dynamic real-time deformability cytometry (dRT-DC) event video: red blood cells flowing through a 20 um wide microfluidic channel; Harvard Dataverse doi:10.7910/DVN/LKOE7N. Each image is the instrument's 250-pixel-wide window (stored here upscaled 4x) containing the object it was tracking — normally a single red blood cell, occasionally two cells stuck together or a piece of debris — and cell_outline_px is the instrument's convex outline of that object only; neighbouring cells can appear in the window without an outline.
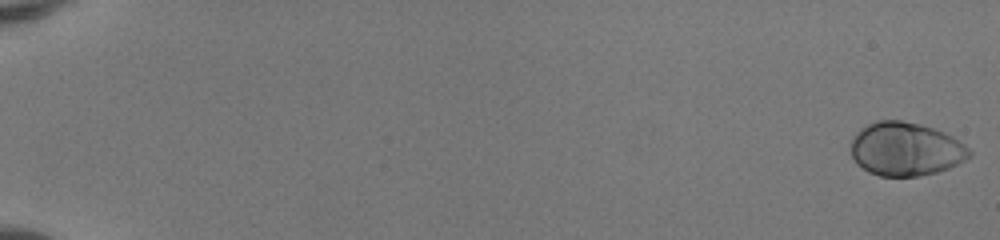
{"species": "human", "species_latin": "Homo sapiens", "temperature_condition": "room temperature", "stored_images_in_passage": 53, "camera_frame_rate_fps": 3000, "um_per_image_px": 0.085, "donor": {"sex": "female"}, "frame": {"image": 1, "passage_image": 1, "time_ms": 0.0, "image_size_px": [1000, 240], "cell_outline_px": [[972, 152], [964, 160], [948, 168], [936, 172], [920, 176], [880, 176], [868, 172], [856, 164], [852, 156], [852, 140], [856, 132], [860, 128], [876, 120], [900, 120], [920, 124], [944, 132], [952, 136], [964, 144]], "centroid_in_image_um": [76.95, 12.67], "position_along_channel_um": 8.0, "area_um2": 36.88}}
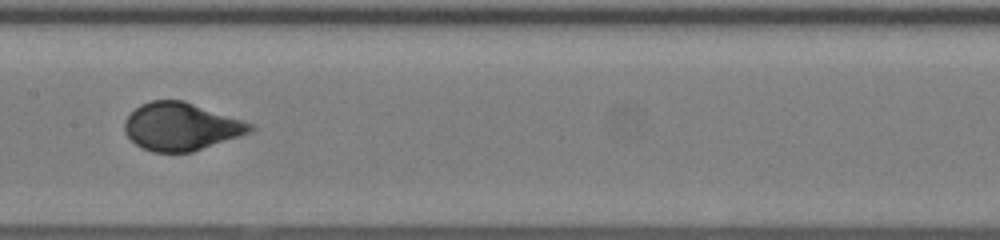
{"frame": {"image": 2, "passage_image": 30, "time_ms": 9.667, "image_size_px": [1000, 240], "cell_outline_px": [[256, 128], [252, 132], [192, 152], [152, 152], [140, 148], [124, 132], [124, 120], [140, 104], [152, 100], [184, 100], [252, 124]], "centroid_in_image_um": [15.37, 10.76], "position_along_channel_um": 192.0, "area_um2": 34.85}}
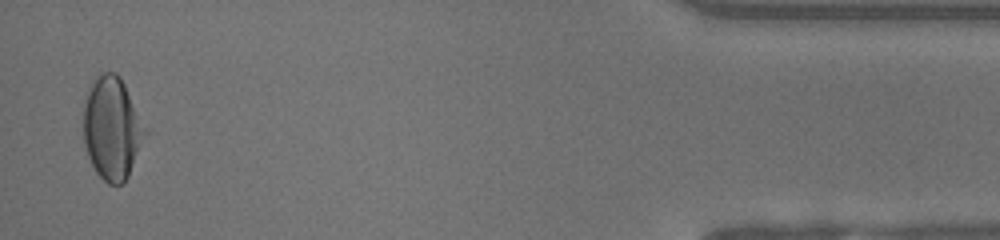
{"frame": {"image": 3, "passage_image": 52, "time_ms": 17.0, "image_size_px": [1000, 240], "cell_outline_px": [[148, 128], [128, 176], [124, 184], [108, 184], [96, 172], [88, 156], [84, 144], [84, 104], [92, 80], [96, 76], [104, 72], [116, 72], [120, 76]], "centroid_in_image_um": [9.53, 10.88], "position_along_channel_um": 425.7, "area_um2": 36.82}, "authors_computed_cell_mechanics": {"area_um2": 35.258, "velocity_mm_per_s": 4.0842, "shape_relaxation_time_tau1_ms": 3.3236, "shape_relaxation_time_tau2_ms": null, "deformation_change_tau1": 0.1913, "deformation_change_tau2": null}}